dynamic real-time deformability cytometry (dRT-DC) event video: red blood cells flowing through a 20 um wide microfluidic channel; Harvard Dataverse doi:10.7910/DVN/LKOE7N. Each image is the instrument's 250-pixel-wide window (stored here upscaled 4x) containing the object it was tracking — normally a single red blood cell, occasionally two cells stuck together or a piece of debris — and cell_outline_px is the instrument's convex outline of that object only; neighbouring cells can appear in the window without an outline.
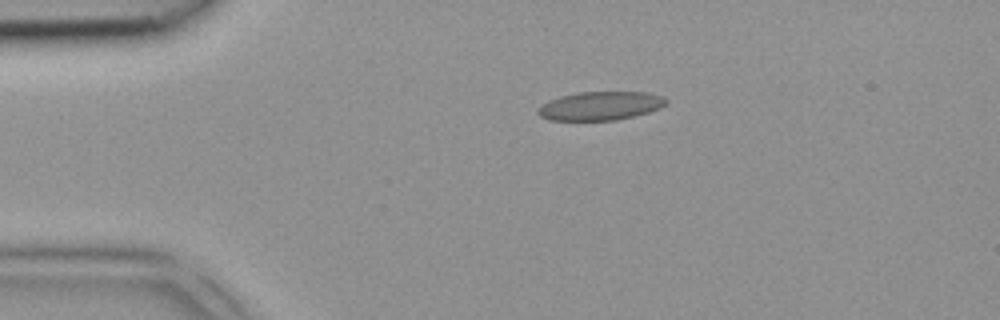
{"species": "common noctule bat (a hibernating species)", "species_latin": "Nyctalus noctula", "temperature_condition": "room temperature", "stored_images_in_passage": 2, "camera_frame_rate_fps": 3000, "um_per_image_px": 0.085, "animal": {"sex": "female", "body_mass_g": 18.4}, "frame": {"image": 1, "passage_image": 1, "time_ms": 0.0, "image_size_px": [1000, 320], "cell_outline_px": [[668, 104], [660, 108], [648, 112], [616, 120], [548, 120], [540, 116], [536, 112], [548, 100], [560, 96], [576, 92], [648, 92], [664, 96], [668, 100]], "centroid_in_image_um": [51.06, 8.99], "position_along_channel_um": 33.9, "area_um2": 21.44}}